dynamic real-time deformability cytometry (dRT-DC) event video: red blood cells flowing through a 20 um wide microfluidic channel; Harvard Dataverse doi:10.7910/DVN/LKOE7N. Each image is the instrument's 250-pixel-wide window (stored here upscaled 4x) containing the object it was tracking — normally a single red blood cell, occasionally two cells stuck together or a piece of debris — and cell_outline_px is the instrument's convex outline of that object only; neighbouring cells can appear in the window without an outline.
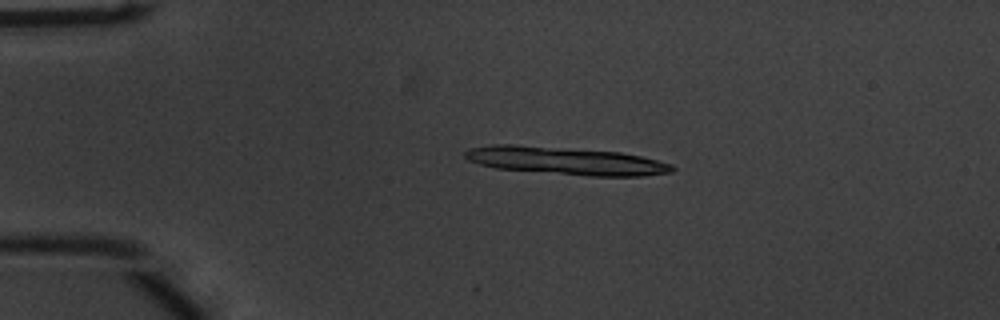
{"species": "common noctule bat (a hibernating species)", "species_latin": "Nyctalus noctula", "temperature_condition": "warm", "stored_images_in_passage": 22, "camera_frame_rate_fps": 3000, "um_per_image_px": 0.085, "animal": {"sex": "male", "body_mass_g": 20.1, "forearm_length_mm": 53.5}, "frame": {"image": 1, "passage_image": 10, "time_ms": 3.0, "image_size_px": [1000, 320], "cell_outline_px": [[676, 168], [672, 172], [644, 176], [588, 176], [496, 168], [480, 164], [468, 160], [464, 156], [464, 152], [468, 148], [492, 144], [516, 144], [620, 152], [640, 156], [672, 164]], "centroid_in_image_um": [48.08, 13.66], "position_along_channel_um": 36.9, "area_um2": 33.58}}